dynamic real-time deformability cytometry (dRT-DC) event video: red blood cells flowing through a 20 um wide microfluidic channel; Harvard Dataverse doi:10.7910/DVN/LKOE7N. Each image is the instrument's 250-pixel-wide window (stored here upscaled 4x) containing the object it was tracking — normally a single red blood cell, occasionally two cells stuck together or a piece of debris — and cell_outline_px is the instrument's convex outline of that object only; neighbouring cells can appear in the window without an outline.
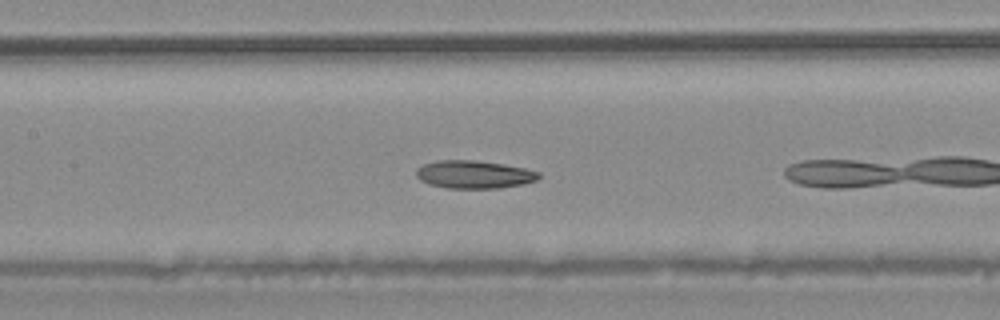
{"species": "common noctule bat (a hibernating species)", "species_latin": "Nyctalus noctula", "temperature_condition": "warm", "stored_images_in_passage": 9, "camera_frame_rate_fps": 3000, "um_per_image_px": 0.085, "animal": {"sex": "male", "body_mass_g": 20.4}, "frame": {"image": 1, "passage_image": 7, "time_ms": 2.0, "image_size_px": [1000, 320], "cell_outline_px": [[540, 176], [536, 180], [524, 184], [500, 188], [448, 188], [428, 184], [420, 180], [416, 176], [416, 168], [424, 164], [436, 160], [476, 160], [524, 168], [540, 172]], "centroid_in_image_um": [40.27, 14.83], "position_along_channel_um": 167.1, "area_um2": 19.94}}